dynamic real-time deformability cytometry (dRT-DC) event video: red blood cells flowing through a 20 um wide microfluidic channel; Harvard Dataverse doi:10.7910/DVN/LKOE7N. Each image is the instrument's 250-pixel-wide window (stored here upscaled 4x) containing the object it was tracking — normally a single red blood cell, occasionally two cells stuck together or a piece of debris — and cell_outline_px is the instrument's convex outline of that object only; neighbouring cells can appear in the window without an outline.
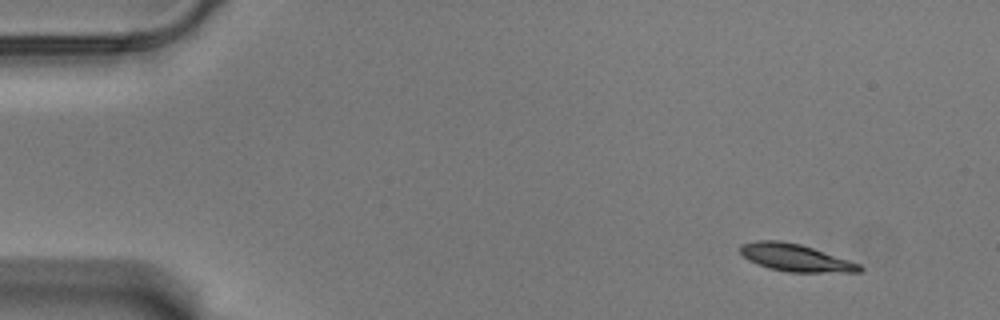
{"species": "Egyptian fruit bat (a non-hibernating species)", "species_latin": "Rousettus aegyptiacus", "temperature_condition": "warm", "stored_images_in_passage": 53, "camera_frame_rate_fps": 3000, "um_per_image_px": 0.085, "animal": {"sex": "male"}, "frame": {"image": 1, "passage_image": 1, "time_ms": 0.0, "image_size_px": [1000, 320], "cell_outline_px": [[864, 268], [860, 272], [788, 272], [768, 268], [748, 260], [740, 252], [740, 244], [756, 240], [780, 240], [800, 244], [860, 264]], "centroid_in_image_um": [67.58, 21.9], "position_along_channel_um": 17.4, "area_um2": 18.9}}
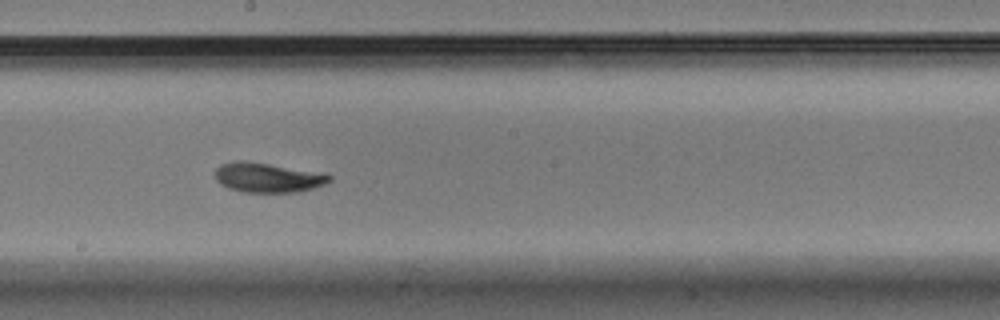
{"frame": {"image": 2, "passage_image": 28, "time_ms": 9.0, "image_size_px": [1000, 320], "cell_outline_px": [[332, 180], [324, 184], [300, 192], [244, 192], [228, 188], [220, 184], [216, 180], [216, 168], [220, 164], [236, 160], [248, 160], [320, 172], [332, 176]], "centroid_in_image_um": [22.74, 15.08], "position_along_channel_um": 225.5, "area_um2": 19.94}}
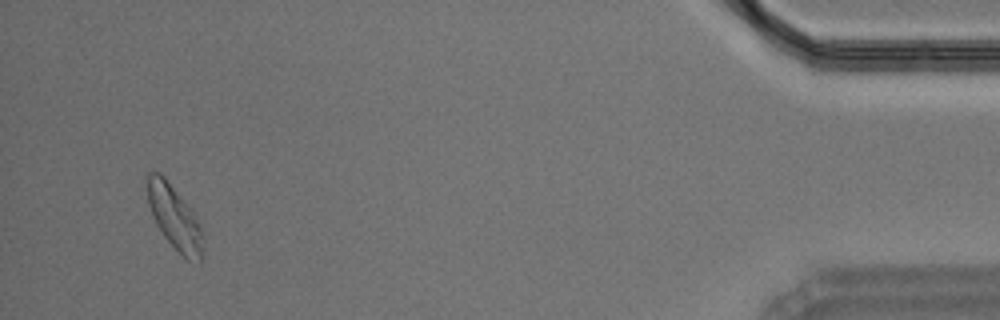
{"frame": {"image": 3, "passage_image": 51, "time_ms": 16.667, "image_size_px": [1000, 320], "cell_outline_px": [[200, 264], [188, 260], [164, 236], [156, 224], [152, 216], [148, 204], [144, 176], [148, 172], [160, 172], [164, 176], [196, 216], [200, 224]], "centroid_in_image_um": [14.74, 18.38], "position_along_channel_um": 420.5, "area_um2": 20.29}, "authors_computed_cell_mechanics": {"area_um2": 19.4208, "velocity_mm_per_s": 3.4926, "shape_relaxation_time_tau1_ms": 2.8935, "shape_relaxation_time_tau2_ms": null, "deformation_change_tau1": 0.1412, "deformation_change_tau2": null}}